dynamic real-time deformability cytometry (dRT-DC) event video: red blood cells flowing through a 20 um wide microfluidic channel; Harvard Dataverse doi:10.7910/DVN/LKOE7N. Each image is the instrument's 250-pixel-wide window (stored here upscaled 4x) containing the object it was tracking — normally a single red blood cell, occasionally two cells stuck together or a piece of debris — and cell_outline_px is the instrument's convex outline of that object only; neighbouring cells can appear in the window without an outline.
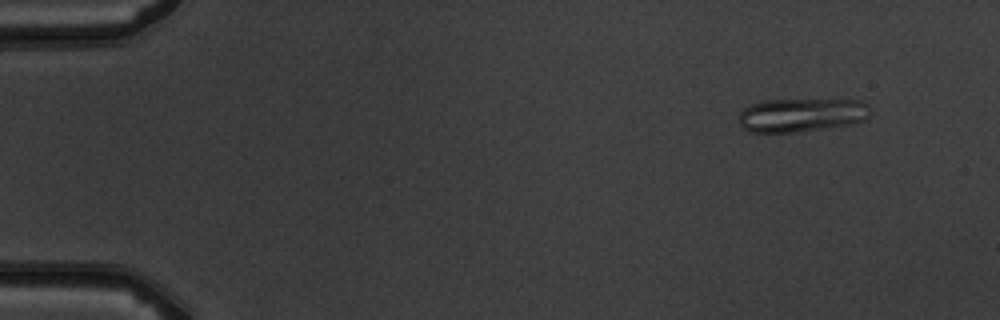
{"species": "common noctule bat (a hibernating species)", "species_latin": "Nyctalus noctula", "temperature_condition": "warm", "stored_images_in_passage": 5, "camera_frame_rate_fps": 3000, "um_per_image_px": 0.085, "animal": {"sex": "male", "body_mass_g": 19.5, "forearm_length_mm": 54.6}, "frame": {"image": 1, "passage_image": 2, "time_ms": 1.333, "image_size_px": [1000, 320], "cell_outline_px": [[868, 116], [864, 120], [852, 124], [796, 132], [748, 132], [740, 124], [740, 112], [744, 108], [752, 104], [764, 100], [860, 100], [868, 104]], "centroid_in_image_um": [68.12, 9.77], "position_along_channel_um": 16.9, "area_um2": 25.55}}
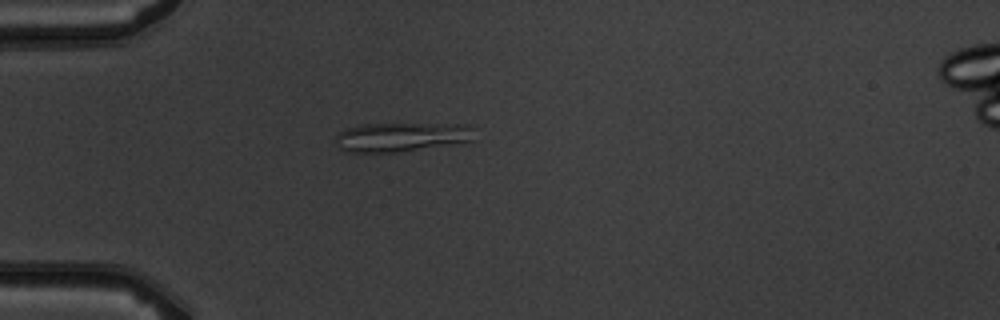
{"frame": {"image": 2, "passage_image": 5, "time_ms": 4.667, "image_size_px": [1000, 320], "cell_outline_px": [[472, 140], [396, 152], [344, 152], [332, 144], [336, 136], [344, 128], [364, 124], [464, 124], [472, 128]], "centroid_in_image_um": [33.96, 11.64], "position_along_channel_um": 51.0, "area_um2": 23.35}}